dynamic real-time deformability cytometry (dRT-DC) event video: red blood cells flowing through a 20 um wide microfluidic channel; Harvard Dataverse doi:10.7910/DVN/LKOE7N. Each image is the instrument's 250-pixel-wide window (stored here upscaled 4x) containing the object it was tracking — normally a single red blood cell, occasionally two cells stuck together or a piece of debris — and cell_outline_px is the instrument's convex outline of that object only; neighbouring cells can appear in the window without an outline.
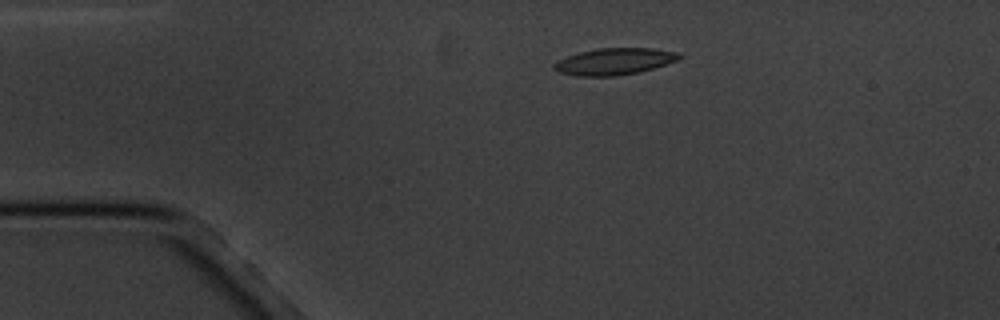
{"species": "common noctule bat (a hibernating species)", "species_latin": "Nyctalus noctula", "temperature_condition": "cold", "stored_images_in_passage": 4, "camera_frame_rate_fps": 3000, "um_per_image_px": 0.085, "animal": {"sex": "male", "body_mass_g": 20.1, "forearm_length_mm": 53.5}, "frame": {"image": 1, "passage_image": 2, "time_ms": 1.333, "image_size_px": [1000, 320], "cell_outline_px": [[680, 56], [676, 60], [640, 72], [616, 76], [580, 76], [560, 72], [552, 68], [552, 64], [556, 60], [580, 52], [596, 48], [652, 48], [680, 52]], "centroid_in_image_um": [52.18, 5.22], "position_along_channel_um": 32.8, "area_um2": 19.36}}
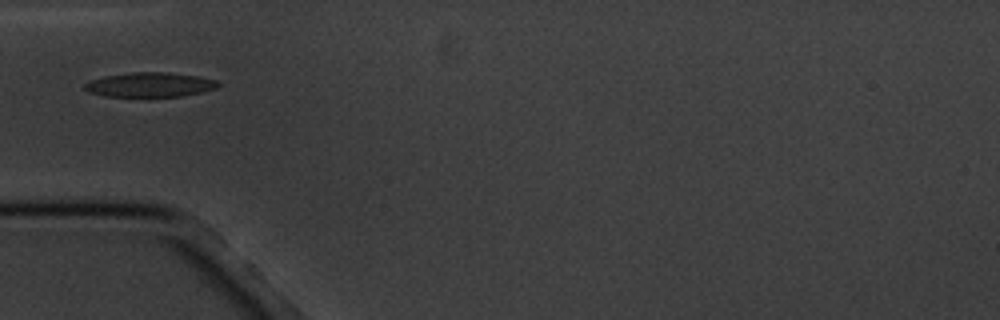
{"frame": {"image": 2, "passage_image": 4, "time_ms": 3.667, "image_size_px": [1000, 320], "cell_outline_px": [[220, 84], [216, 88], [184, 96], [104, 96], [88, 92], [84, 88], [84, 84], [92, 80], [104, 76], [132, 72], [168, 72], [200, 76], [216, 80]], "centroid_in_image_um": [12.75, 7.19], "position_along_channel_um": 72.2, "area_um2": 19.02}}